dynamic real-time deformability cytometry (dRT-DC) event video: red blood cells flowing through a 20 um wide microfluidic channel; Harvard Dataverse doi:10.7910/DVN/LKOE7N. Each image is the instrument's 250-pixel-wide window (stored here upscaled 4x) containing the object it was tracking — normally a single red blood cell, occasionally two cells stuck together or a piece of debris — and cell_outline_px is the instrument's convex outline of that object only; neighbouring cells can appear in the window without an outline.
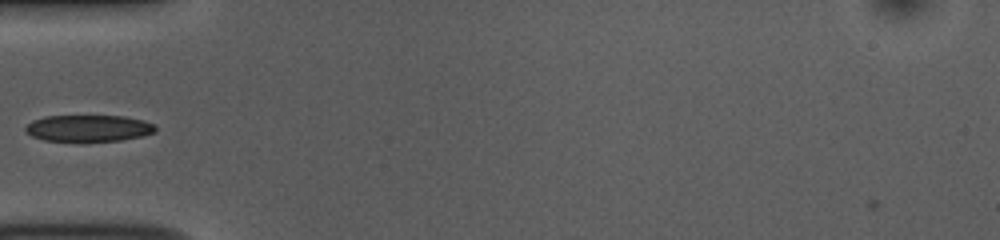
{"species": "common noctule bat (a hibernating species)", "species_latin": "Nyctalus noctula", "temperature_condition": "room temperature", "stored_images_in_passage": 24, "camera_frame_rate_fps": 3000, "um_per_image_px": 0.085, "animal": {"sex": "female", "body_mass_g": 10.0, "forearm_length_mm": 53.1}, "frame": {"image": 1, "passage_image": 4, "time_ms": 1.0, "image_size_px": [1000, 240], "cell_outline_px": [[156, 132], [144, 136], [120, 140], [44, 140], [32, 136], [24, 132], [24, 128], [32, 120], [44, 116], [124, 116], [144, 120], [152, 124], [156, 128]], "centroid_in_image_um": [7.52, 10.88], "position_along_channel_um": 77.5, "area_um2": 19.94}}
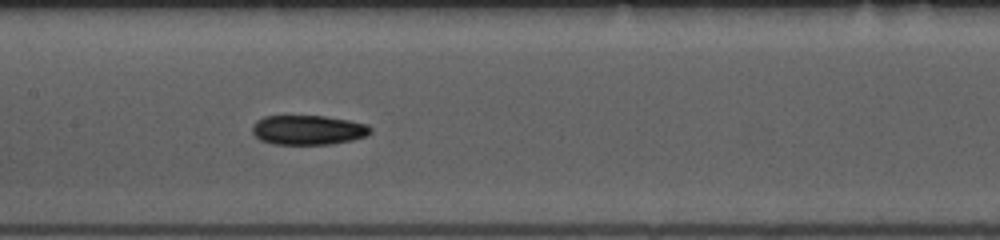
{"frame": {"image": 2, "passage_image": 12, "time_ms": 3.667, "image_size_px": [1000, 240], "cell_outline_px": [[372, 132], [364, 136], [352, 140], [332, 144], [272, 144], [260, 140], [252, 132], [252, 124], [256, 120], [264, 116], [324, 116], [348, 120], [368, 124], [372, 128]], "centroid_in_image_um": [26.18, 11.04], "position_along_channel_um": 181.2, "area_um2": 20.46}}
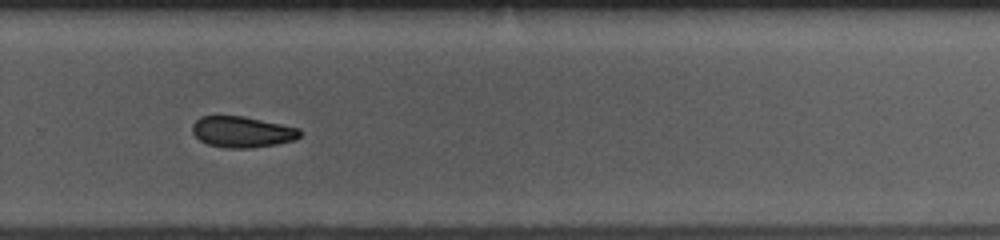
{"frame": {"image": 3, "passage_image": 22, "time_ms": 7.0, "image_size_px": [1000, 240], "cell_outline_px": [[300, 136], [296, 140], [276, 144], [252, 148], [224, 148], [208, 144], [200, 140], [192, 132], [192, 124], [200, 116], [244, 116], [300, 128]], "centroid_in_image_um": [20.58, 11.21], "position_along_channel_um": 309.2, "area_um2": 19.54}}